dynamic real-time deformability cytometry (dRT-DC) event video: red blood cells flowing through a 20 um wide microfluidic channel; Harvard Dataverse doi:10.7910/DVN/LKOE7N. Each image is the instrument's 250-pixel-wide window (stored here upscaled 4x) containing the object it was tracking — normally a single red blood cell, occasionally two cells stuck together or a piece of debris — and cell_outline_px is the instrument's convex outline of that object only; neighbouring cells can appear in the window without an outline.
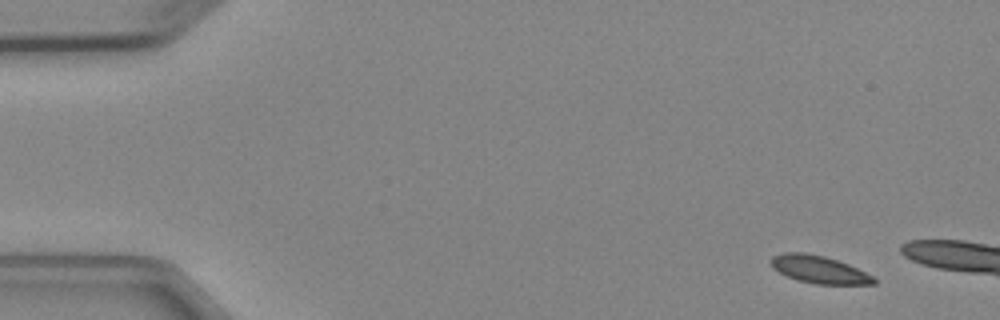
{"species": "Egyptian fruit bat (a non-hibernating species)", "species_latin": "Rousettus aegyptiacus", "temperature_condition": "cold", "stored_images_in_passage": 2, "camera_frame_rate_fps": 3000, "um_per_image_px": 0.085, "animal": {"sex": "female"}, "frame": {"image": 1, "passage_image": 1, "time_ms": 0.0, "image_size_px": [1000, 320], "cell_outline_px": [[876, 284], [816, 284], [796, 280], [772, 268], [768, 260], [772, 256], [784, 252], [804, 252], [824, 256], [848, 264], [872, 276], [876, 280]], "centroid_in_image_um": [69.56, 22.9], "position_along_channel_um": 15.4, "area_um2": 16.47}}